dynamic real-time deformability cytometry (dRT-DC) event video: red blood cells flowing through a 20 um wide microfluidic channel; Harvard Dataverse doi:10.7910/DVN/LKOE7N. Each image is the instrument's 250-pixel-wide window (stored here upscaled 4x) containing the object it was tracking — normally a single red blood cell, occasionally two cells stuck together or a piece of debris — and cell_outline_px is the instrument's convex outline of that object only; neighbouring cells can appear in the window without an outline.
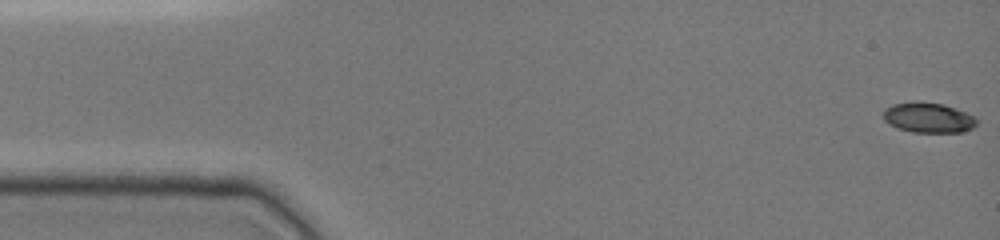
{"species": "common noctule bat (a hibernating species)", "species_latin": "Nyctalus noctula", "temperature_condition": "cold", "stored_images_in_passage": 48, "camera_frame_rate_fps": 3000, "um_per_image_px": 0.085, "animal": {"sex": "female", "body_mass_g": 19.0, "forearm_length_mm": 51.5}, "frame": {"image": 1, "passage_image": 1, "time_ms": 0.0, "image_size_px": [1000, 240], "cell_outline_px": [[976, 124], [972, 128], [960, 132], [912, 132], [888, 124], [884, 120], [884, 108], [892, 104], [916, 100], [944, 104], [956, 108], [976, 116]], "centroid_in_image_um": [78.9, 9.97], "position_along_channel_um": 6.1, "area_um2": 16.59}}
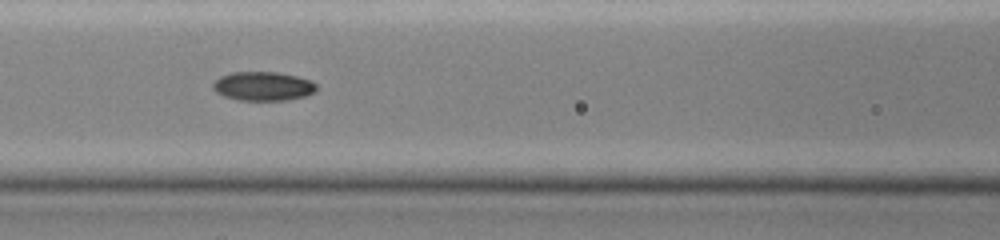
{"frame": {"image": 2, "passage_image": 21, "time_ms": 6.667, "image_size_px": [1000, 240], "cell_outline_px": [[316, 92], [304, 96], [288, 100], [240, 100], [224, 96], [216, 92], [212, 88], [212, 84], [220, 76], [232, 72], [280, 72], [312, 80], [316, 84]], "centroid_in_image_um": [22.37, 7.32], "position_along_channel_um": 144.2, "area_um2": 17.57}}
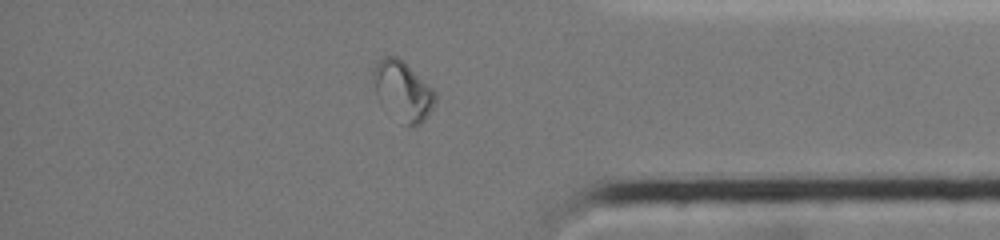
{"frame": {"image": 3, "passage_image": 41, "time_ms": 13.333, "image_size_px": [1000, 240], "cell_outline_px": [[436, 100], [432, 108], [424, 120], [420, 124], [400, 124], [376, 92], [372, 76], [372, 60], [380, 56], [396, 56], [432, 88], [436, 92]], "centroid_in_image_um": [34.2, 7.67], "position_along_channel_um": 401.0, "area_um2": 21.04}, "authors_computed_cell_mechanics": {"area_um2": 17.2822, "velocity_mm_per_s": 3.9625, "shape_relaxation_time_tau1_ms": null, "shape_relaxation_time_tau2_ms": 3.347, "deformation_change_tau1": null, "deformation_change_tau2": 0.0477}}